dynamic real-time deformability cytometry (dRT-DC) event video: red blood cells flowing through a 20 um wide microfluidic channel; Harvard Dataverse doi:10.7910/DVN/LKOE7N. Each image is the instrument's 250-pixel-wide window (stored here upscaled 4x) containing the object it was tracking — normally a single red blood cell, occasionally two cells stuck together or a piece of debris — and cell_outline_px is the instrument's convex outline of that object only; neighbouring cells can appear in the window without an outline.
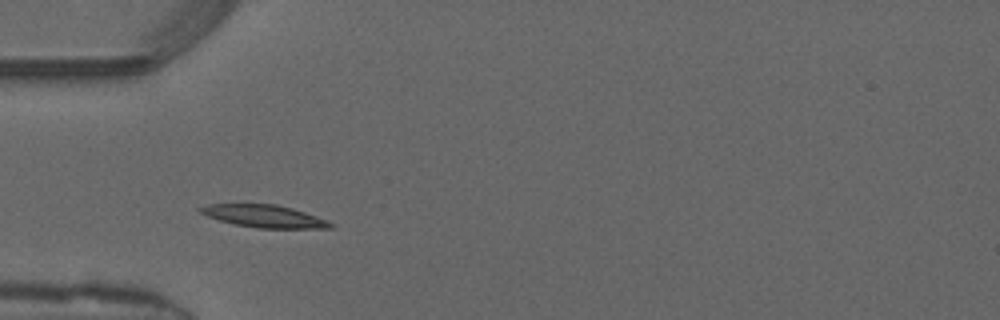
{"species": "common noctule bat (a hibernating species)", "species_latin": "Nyctalus noctula", "temperature_condition": "warm", "stored_images_in_passage": 12, "camera_frame_rate_fps": 3000, "um_per_image_px": 0.085, "animal": {"sex": "male", "forearm_length_mm": 52.5}, "frame": {"image": 1, "passage_image": 1, "time_ms": 0.0, "image_size_px": [1000, 320], "cell_outline_px": [[332, 228], [256, 228], [236, 224], [220, 220], [208, 216], [200, 212], [196, 208], [208, 204], [276, 204], [292, 208], [328, 220], [332, 224]], "centroid_in_image_um": [22.45, 18.37], "position_along_channel_um": 62.6, "area_um2": 16.88}}